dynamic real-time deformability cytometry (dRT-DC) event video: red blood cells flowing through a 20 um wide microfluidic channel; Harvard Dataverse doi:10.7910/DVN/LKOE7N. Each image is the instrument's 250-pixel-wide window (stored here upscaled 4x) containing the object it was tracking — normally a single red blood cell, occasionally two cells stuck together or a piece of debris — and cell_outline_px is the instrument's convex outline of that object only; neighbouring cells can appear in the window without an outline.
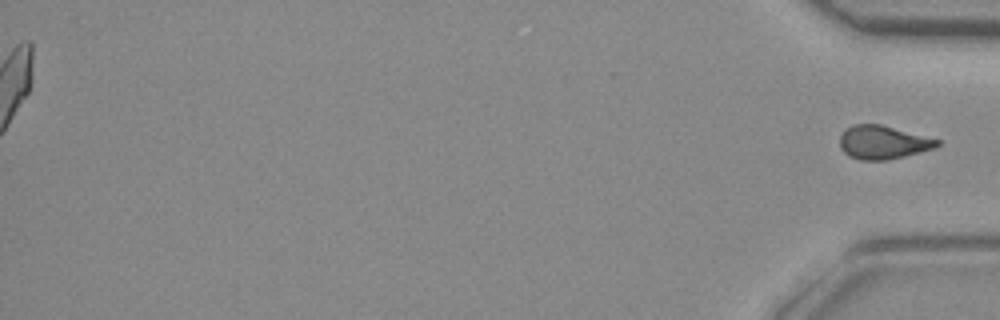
{"species": "common noctule bat (a hibernating species)", "species_latin": "Nyctalus noctula", "temperature_condition": "room temperature", "stored_images_in_passage": 40, "segment_of_instrument_passage": [2, 2], "camera_frame_rate_fps": 3000, "um_per_image_px": 0.085, "animal": {"sex": "female", "body_mass_g": 29.2, "forearm_length_mm": 56.3}, "frame": {"image": 1, "passage_image": 40, "time_ms": 13.0, "image_size_px": [1000, 320], "cell_outline_px": [[940, 144], [936, 148], [888, 160], [860, 160], [848, 156], [840, 148], [840, 136], [852, 124], [880, 124], [940, 140]], "centroid_in_image_um": [75.05, 12.11], "position_along_channel_um": 360.2, "area_um2": 18.9}}